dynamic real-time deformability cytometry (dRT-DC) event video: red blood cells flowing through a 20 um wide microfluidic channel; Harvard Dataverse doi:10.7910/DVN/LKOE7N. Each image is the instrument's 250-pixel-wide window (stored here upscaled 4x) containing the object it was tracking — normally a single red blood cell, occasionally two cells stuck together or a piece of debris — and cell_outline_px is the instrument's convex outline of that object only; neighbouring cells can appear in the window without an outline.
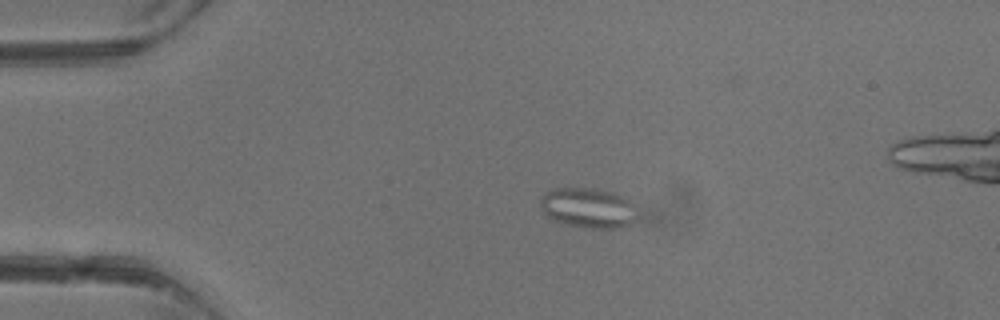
{"species": "common noctule bat (a hibernating species)", "species_latin": "Nyctalus noctula", "temperature_condition": "warm", "stored_images_in_passage": 3, "camera_frame_rate_fps": 3000, "um_per_image_px": 0.085, "animal": {"sex": "male", "body_mass_g": 13.3}, "frame": {"image": 1, "passage_image": 3, "time_ms": 2.333, "image_size_px": [1000, 320], "cell_outline_px": [[632, 220], [624, 228], [592, 228], [568, 224], [556, 220], [548, 216], [544, 212], [540, 204], [540, 200], [548, 192], [556, 188], [600, 188], [612, 192], [628, 200]], "centroid_in_image_um": [49.92, 17.65], "position_along_channel_um": 35.1, "area_um2": 21.62}}